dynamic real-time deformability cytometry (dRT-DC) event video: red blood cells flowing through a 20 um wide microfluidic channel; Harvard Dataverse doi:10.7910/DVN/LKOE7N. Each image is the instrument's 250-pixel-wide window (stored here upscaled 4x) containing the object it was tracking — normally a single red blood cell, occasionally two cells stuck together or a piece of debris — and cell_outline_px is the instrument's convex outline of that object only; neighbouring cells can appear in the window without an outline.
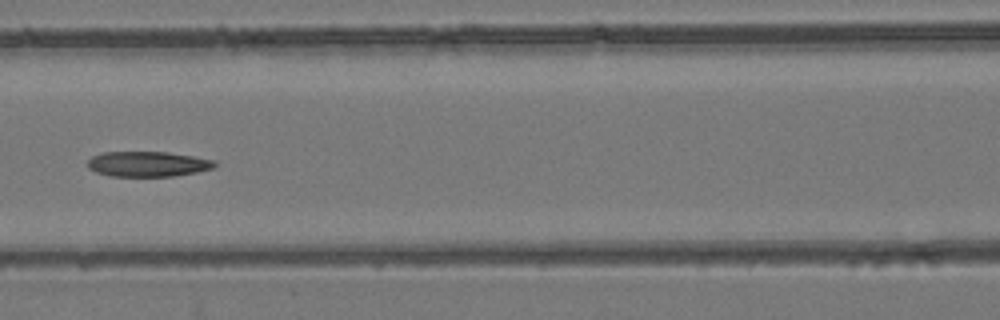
{"species": "common noctule bat (a hibernating species)", "species_latin": "Nyctalus noctula", "temperature_condition": "room temperature", "stored_images_in_passage": 7, "camera_frame_rate_fps": 3000, "um_per_image_px": 0.085, "animal": {"sex": "female", "body_mass_g": 24.6, "forearm_length_mm": 56.2}, "frame": {"image": 1, "passage_image": 6, "time_ms": 6.0, "image_size_px": [1000, 320], "cell_outline_px": [[216, 164], [212, 168], [196, 172], [172, 176], [112, 176], [96, 172], [88, 168], [88, 160], [92, 156], [104, 152], [168, 152], [216, 160]], "centroid_in_image_um": [12.55, 13.94], "position_along_channel_um": 154.0, "area_um2": 18.55}}
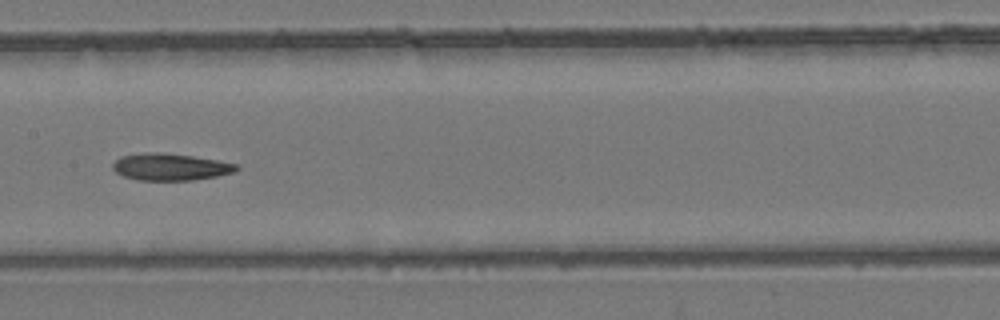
{"frame": {"image": 2, "passage_image": 7, "time_ms": 7.0, "image_size_px": [1000, 320], "cell_outline_px": [[240, 168], [236, 172], [216, 176], [192, 180], [136, 180], [124, 176], [116, 172], [112, 168], [112, 164], [120, 156], [144, 152], [160, 152], [192, 156], [216, 160], [236, 164]], "centroid_in_image_um": [14.46, 14.18], "position_along_channel_um": 192.9, "area_um2": 19.42}}